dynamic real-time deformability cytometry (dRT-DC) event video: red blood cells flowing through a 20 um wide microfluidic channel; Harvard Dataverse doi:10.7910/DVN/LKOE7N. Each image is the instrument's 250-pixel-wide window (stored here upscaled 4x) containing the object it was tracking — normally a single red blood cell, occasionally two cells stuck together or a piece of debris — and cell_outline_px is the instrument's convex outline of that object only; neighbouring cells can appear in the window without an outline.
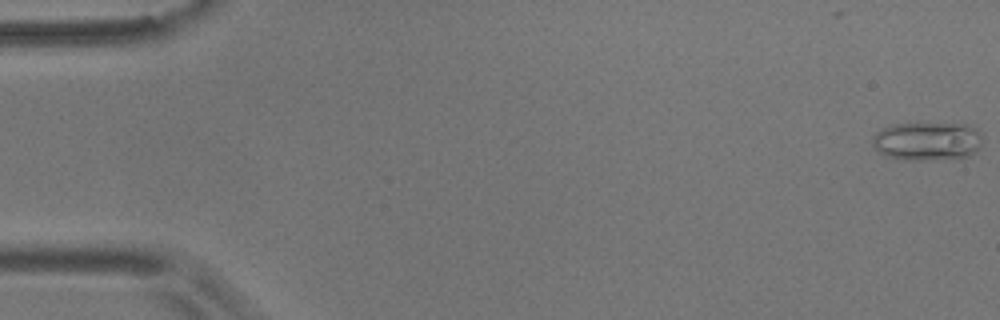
{"species": "common noctule bat (a hibernating species)", "species_latin": "Nyctalus noctula", "temperature_condition": "room temperature", "stored_images_in_passage": 56, "camera_frame_rate_fps": 3000, "um_per_image_px": 0.085, "animal": {"sex": "male", "body_mass_g": 17.9}, "frame": {"image": 1, "passage_image": 1, "time_ms": 0.0, "image_size_px": [1000, 320], "cell_outline_px": [[980, 148], [976, 152], [968, 156], [924, 160], [904, 160], [888, 156], [880, 152], [872, 144], [872, 136], [880, 128], [892, 124], [916, 120], [968, 124], [976, 128], [980, 132]], "centroid_in_image_um": [78.79, 11.92], "position_along_channel_um": 6.2, "area_um2": 25.72}}
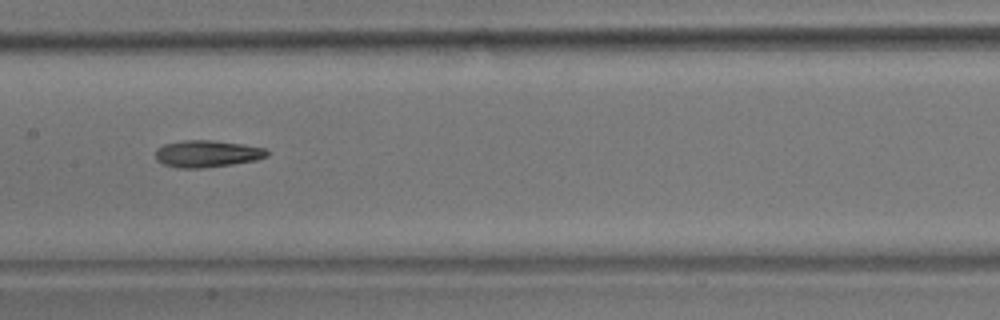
{"frame": {"image": 2, "passage_image": 28, "time_ms": 9.0, "image_size_px": [1000, 320], "cell_outline_px": [[268, 156], [256, 160], [232, 164], [200, 168], [176, 168], [164, 164], [156, 160], [156, 148], [164, 144], [184, 140], [212, 140], [244, 144], [264, 148], [268, 152]], "centroid_in_image_um": [17.58, 13.06], "position_along_channel_um": 189.8, "area_um2": 17.51}}
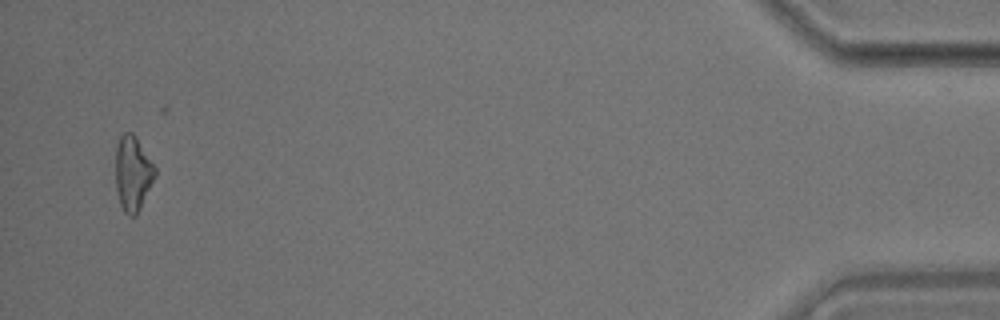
{"frame": {"image": 3, "passage_image": 54, "time_ms": 17.667, "image_size_px": [1000, 320], "cell_outline_px": [[156, 176], [136, 216], [128, 216], [124, 212], [120, 204], [116, 188], [116, 144], [120, 136], [124, 132], [132, 132], [136, 136], [156, 168]], "centroid_in_image_um": [11.29, 14.73], "position_along_channel_um": 423.9, "area_um2": 17.28}}